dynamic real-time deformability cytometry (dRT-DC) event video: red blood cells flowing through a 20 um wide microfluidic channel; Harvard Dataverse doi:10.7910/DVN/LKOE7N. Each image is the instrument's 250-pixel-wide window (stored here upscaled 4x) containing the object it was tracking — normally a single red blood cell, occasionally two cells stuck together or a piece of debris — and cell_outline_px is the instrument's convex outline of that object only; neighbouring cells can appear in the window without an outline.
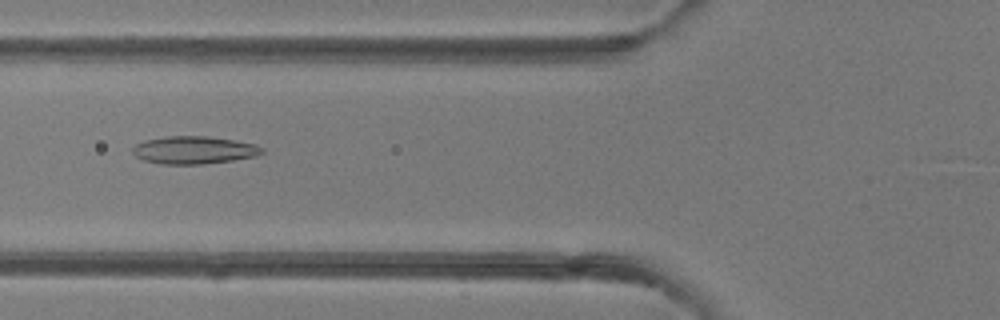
{"species": "common noctule bat (a hibernating species)", "species_latin": "Nyctalus noctula", "temperature_condition": "room temperature", "stored_images_in_passage": 37, "camera_frame_rate_fps": 3000, "um_per_image_px": 0.085, "animal": {"sex": "female"}, "frame": {"image": 1, "passage_image": 11, "time_ms": 3.333, "image_size_px": [1000, 320], "cell_outline_px": [[264, 152], [256, 156], [232, 160], [204, 164], [160, 164], [144, 160], [136, 156], [132, 152], [132, 148], [136, 144], [144, 140], [168, 136], [208, 136], [256, 144], [264, 148]], "centroid_in_image_um": [16.49, 12.75], "position_along_channel_um": 109.3, "area_um2": 20.87}}
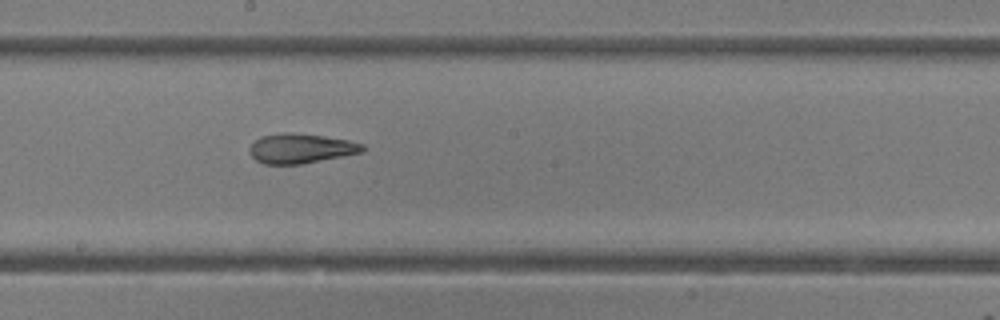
{"frame": {"image": 2, "passage_image": 19, "time_ms": 6.0, "image_size_px": [1000, 320], "cell_outline_px": [[364, 152], [300, 164], [264, 164], [256, 160], [252, 156], [252, 144], [260, 136], [280, 132], [284, 132], [324, 136], [348, 140], [364, 144]], "centroid_in_image_um": [25.59, 12.61], "position_along_channel_um": 222.6, "area_um2": 19.31}}
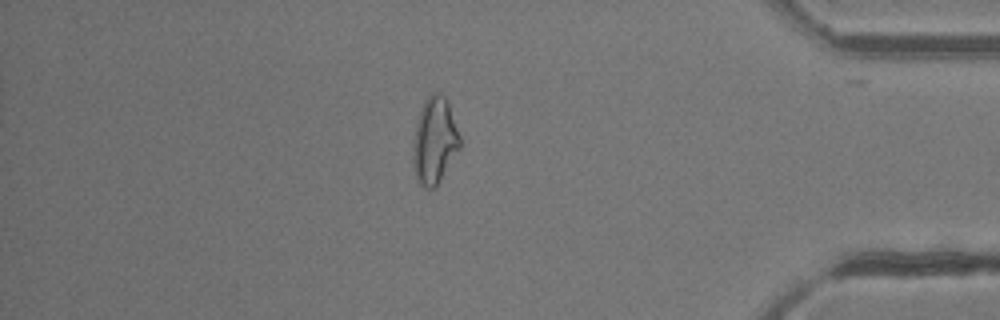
{"frame": {"image": 3, "passage_image": 34, "time_ms": 11.0, "image_size_px": [1000, 320], "cell_outline_px": [[460, 148], [436, 188], [428, 188], [420, 184], [416, 176], [412, 160], [412, 144], [416, 124], [420, 108], [424, 100], [432, 92], [440, 92], [444, 96], [448, 104], [460, 136]], "centroid_in_image_um": [36.92, 11.96], "position_along_channel_um": 398.3, "area_um2": 23.7}, "authors_computed_cell_mechanics": {"area_um2": 20.5768, "velocity_mm_per_s": 4.24, "shape_relaxation_time_tau1_ms": null, "shape_relaxation_time_tau2_ms": 1.6981, "deformation_change_tau1": null, "deformation_change_tau2": 0.1018}}